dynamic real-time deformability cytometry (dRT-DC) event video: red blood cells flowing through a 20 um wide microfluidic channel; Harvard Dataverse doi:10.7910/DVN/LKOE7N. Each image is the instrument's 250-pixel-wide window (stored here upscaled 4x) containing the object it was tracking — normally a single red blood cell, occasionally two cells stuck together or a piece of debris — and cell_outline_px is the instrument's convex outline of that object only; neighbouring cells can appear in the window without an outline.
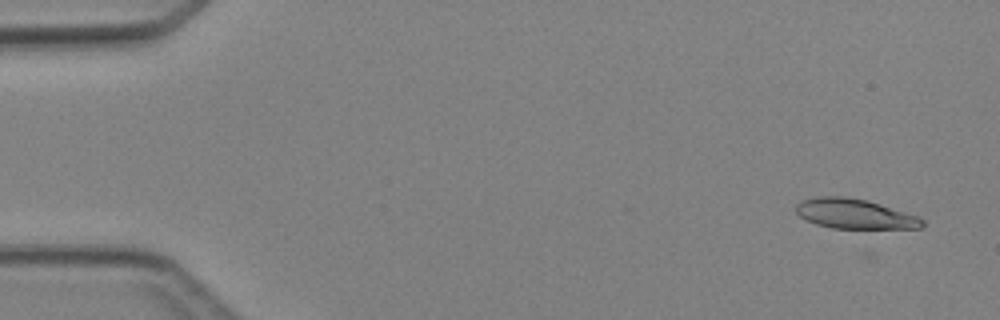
{"species": "Egyptian fruit bat (a non-hibernating species)", "species_latin": "Rousettus aegyptiacus", "temperature_condition": "cold", "stored_images_in_passage": 4, "camera_frame_rate_fps": 3000, "um_per_image_px": 0.085, "animal": {"sex": "female"}, "frame": {"image": 1, "passage_image": 1, "time_ms": 0.0, "image_size_px": [1000, 320], "cell_outline_px": [[924, 224], [920, 228], [832, 228], [816, 224], [800, 216], [796, 212], [796, 204], [800, 200], [816, 196], [840, 196], [868, 200], [920, 216], [924, 220]], "centroid_in_image_um": [72.66, 18.16], "position_along_channel_um": 12.3, "area_um2": 22.02}}
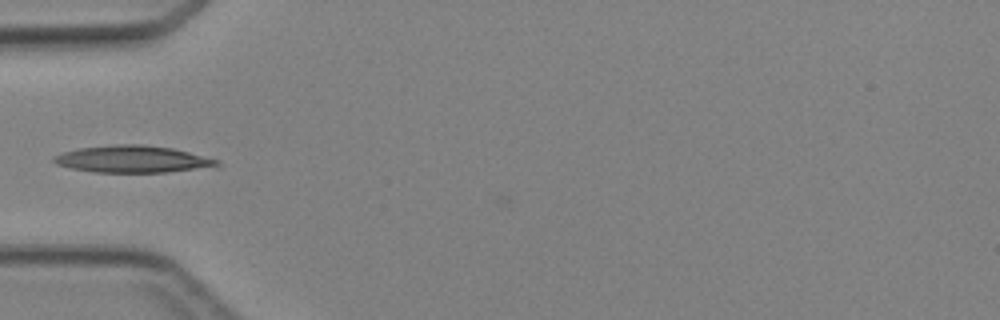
{"frame": {"image": 2, "passage_image": 4, "time_ms": 4.333, "image_size_px": [1000, 320], "cell_outline_px": [[220, 164], [216, 168], [168, 172], [92, 172], [72, 168], [56, 164], [52, 160], [56, 156], [64, 152], [80, 148], [116, 144], [140, 144], [172, 148], [220, 160]], "centroid_in_image_um": [11.36, 13.54], "position_along_channel_um": 73.6, "area_um2": 25.72}}